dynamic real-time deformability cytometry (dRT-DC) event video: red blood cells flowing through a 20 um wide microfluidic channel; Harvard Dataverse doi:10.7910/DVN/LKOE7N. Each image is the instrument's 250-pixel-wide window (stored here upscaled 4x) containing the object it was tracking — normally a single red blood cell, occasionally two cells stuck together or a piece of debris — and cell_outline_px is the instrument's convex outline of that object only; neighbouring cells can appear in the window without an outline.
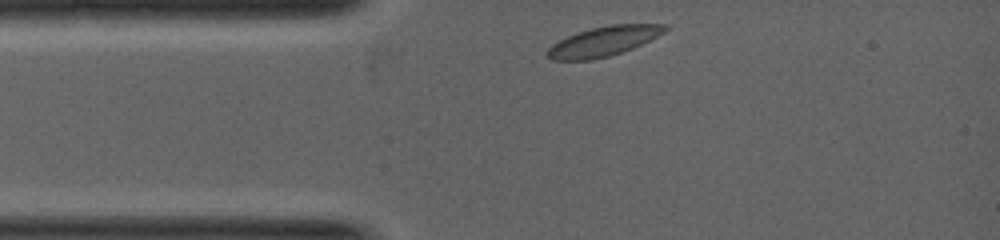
{"species": "common noctule bat (a hibernating species)", "species_latin": "Nyctalus noctula", "temperature_condition": "warm", "stored_images_in_passage": 32, "camera_frame_rate_fps": 5000, "um_per_image_px": 0.085, "animal": {"sex": "female", "body_mass_g": 19.0, "forearm_length_mm": 53.3}, "frame": {"image": 1, "passage_image": 1, "time_ms": 0.0, "image_size_px": [1000, 240], "cell_outline_px": [[668, 28], [664, 32], [632, 48], [608, 56], [592, 60], [552, 60], [544, 56], [544, 52], [552, 44], [568, 36], [592, 28], [608, 24], [668, 24]], "centroid_in_image_um": [51.25, 3.52], "position_along_channel_um": 33.8, "area_um2": 20.17}}
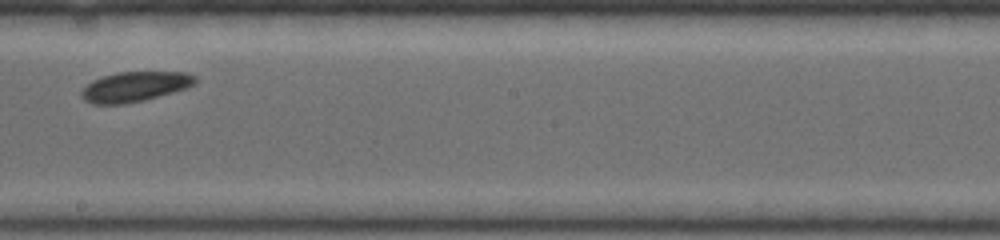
{"frame": {"image": 2, "passage_image": 18, "time_ms": 2.8, "image_size_px": [1000, 240], "cell_outline_px": [[196, 80], [188, 88], [144, 100], [124, 104], [92, 104], [84, 100], [80, 96], [80, 92], [92, 80], [116, 72], [188, 72], [196, 76]], "centroid_in_image_um": [11.45, 7.37], "position_along_channel_um": 236.8, "area_um2": 19.88}}
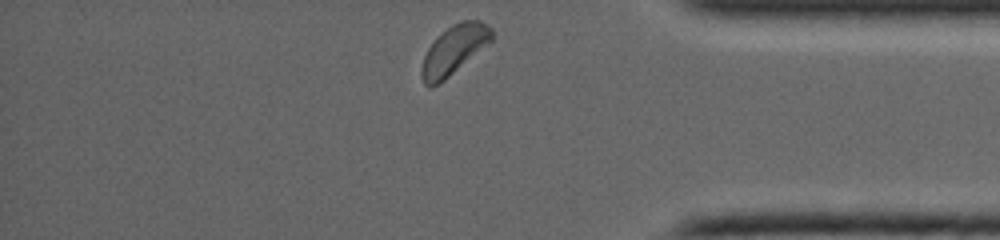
{"frame": {"image": 3, "passage_image": 32, "time_ms": 5.0, "image_size_px": [1000, 240], "cell_outline_px": [[496, 36], [492, 40], [444, 80], [428, 88], [424, 84], [420, 76], [420, 72], [424, 56], [428, 48], [452, 24], [460, 20], [480, 20], [488, 24], [492, 28]], "centroid_in_image_um": [38.62, 4.22], "position_along_channel_um": 396.6, "area_um2": 19.71}}